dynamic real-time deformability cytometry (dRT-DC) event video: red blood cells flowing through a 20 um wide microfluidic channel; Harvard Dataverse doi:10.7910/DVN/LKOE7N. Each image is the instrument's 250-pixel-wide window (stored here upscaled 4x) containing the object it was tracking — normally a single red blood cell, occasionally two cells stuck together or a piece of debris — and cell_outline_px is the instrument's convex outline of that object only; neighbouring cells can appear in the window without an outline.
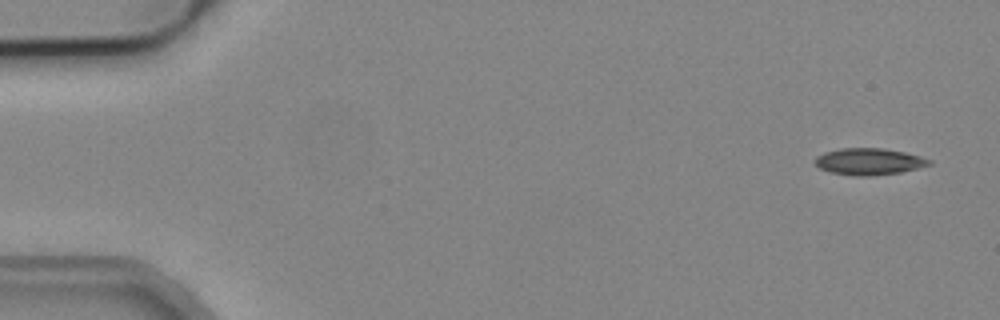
{"species": "common noctule bat (a hibernating species)", "species_latin": "Nyctalus noctula", "temperature_condition": "cold", "stored_images_in_passage": 5, "camera_frame_rate_fps": 3000, "um_per_image_px": 0.085, "animal": {"sex": "male", "body_mass_g": 19.2, "forearm_length_mm": 51.8}, "frame": {"image": 1, "passage_image": 1, "time_ms": 0.0, "image_size_px": [1000, 320], "cell_outline_px": [[932, 164], [900, 172], [868, 176], [856, 176], [832, 172], [820, 168], [816, 164], [816, 156], [824, 152], [840, 148], [884, 148], [904, 152], [920, 156], [932, 160]], "centroid_in_image_um": [73.87, 13.72], "position_along_channel_um": 11.1, "area_um2": 17.57}}